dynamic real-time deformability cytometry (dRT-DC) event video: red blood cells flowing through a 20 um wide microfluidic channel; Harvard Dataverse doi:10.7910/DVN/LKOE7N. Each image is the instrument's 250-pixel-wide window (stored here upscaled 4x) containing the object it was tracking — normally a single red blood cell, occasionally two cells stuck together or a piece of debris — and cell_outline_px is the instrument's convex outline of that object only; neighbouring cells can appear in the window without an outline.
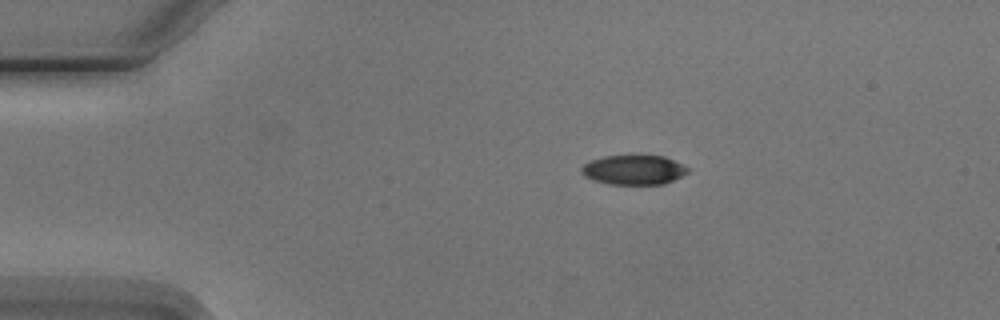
{"species": "Egyptian fruit bat (a non-hibernating species)", "species_latin": "Rousettus aegyptiacus", "temperature_condition": "cold", "stored_images_in_passage": 2, "camera_frame_rate_fps": 3000, "um_per_image_px": 0.085, "animal": {"sex": "male"}, "frame": {"image": 1, "passage_image": 1, "time_ms": 0.0, "image_size_px": [1000, 320], "cell_outline_px": [[692, 168], [688, 172], [664, 184], [608, 184], [592, 180], [584, 176], [580, 172], [580, 168], [584, 164], [592, 160], [604, 156], [636, 152], [664, 156]], "centroid_in_image_um": [53.86, 14.38], "position_along_channel_um": 31.1, "area_um2": 19.19}}